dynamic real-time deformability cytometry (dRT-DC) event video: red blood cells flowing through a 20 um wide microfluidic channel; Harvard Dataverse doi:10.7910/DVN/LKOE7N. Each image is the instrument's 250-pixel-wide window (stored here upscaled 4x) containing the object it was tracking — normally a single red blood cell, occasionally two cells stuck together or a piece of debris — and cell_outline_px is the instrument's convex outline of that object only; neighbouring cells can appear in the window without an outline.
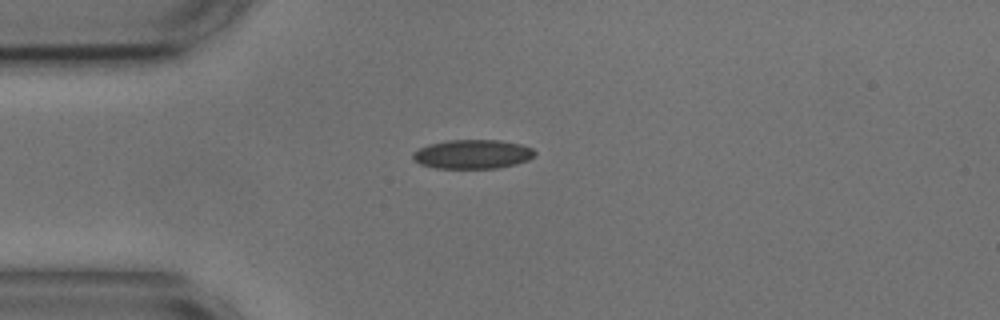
{"species": "common noctule bat (a hibernating species)", "species_latin": "Nyctalus noctula", "temperature_condition": "cold", "stored_images_in_passage": 39, "camera_frame_rate_fps": 3000, "um_per_image_px": 0.085, "animal": {"sex": "male", "body_mass_g": 17.9, "forearm_length_mm": 54.2}, "frame": {"image": 1, "passage_image": 1, "time_ms": 0.0, "image_size_px": [1000, 320], "cell_outline_px": [[536, 156], [528, 160], [516, 164], [496, 168], [436, 168], [420, 164], [412, 160], [412, 152], [428, 144], [448, 140], [500, 140], [520, 144], [532, 148], [536, 152]], "centroid_in_image_um": [40.16, 13.1], "position_along_channel_um": 44.8, "area_um2": 20.81}}
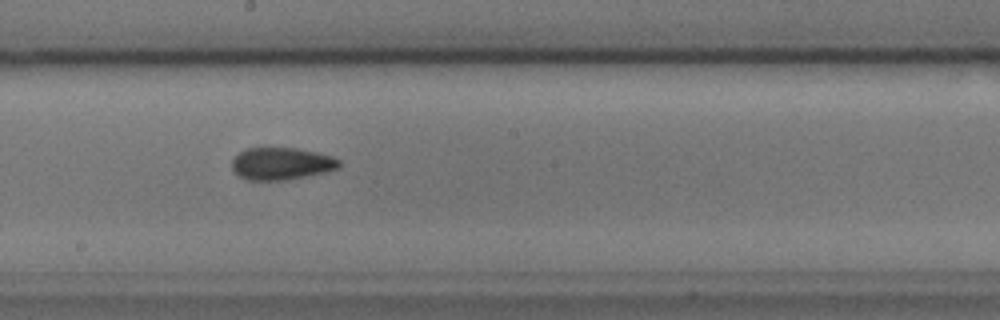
{"frame": {"image": 2, "passage_image": 17, "time_ms": 5.333, "image_size_px": [1000, 320], "cell_outline_px": [[340, 168], [328, 172], [288, 180], [244, 180], [232, 168], [232, 160], [240, 152], [248, 148], [296, 148], [316, 152], [332, 156], [340, 160]], "centroid_in_image_um": [23.96, 13.92], "position_along_channel_um": 224.2, "area_um2": 20.29}}
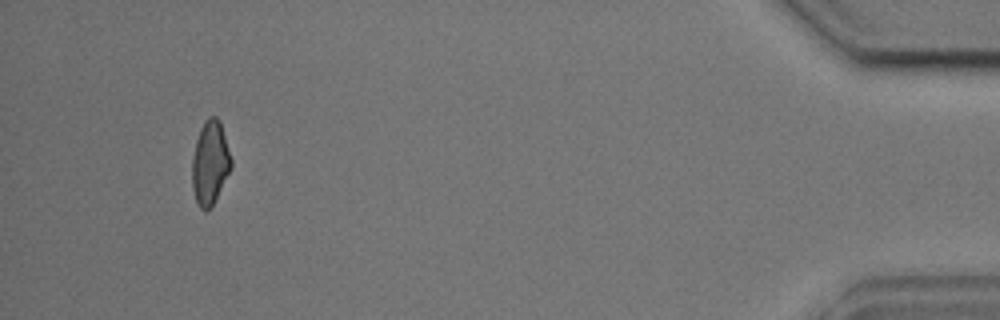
{"frame": {"image": 3, "passage_image": 39, "time_ms": 12.667, "image_size_px": [1000, 320], "cell_outline_px": [[232, 168], [212, 204], [204, 212], [200, 208], [196, 200], [192, 188], [192, 156], [196, 140], [200, 128], [204, 120], [208, 116], [216, 116], [220, 120], [232, 160]], "centroid_in_image_um": [17.85, 13.79], "position_along_channel_um": 417.4, "area_um2": 19.07}, "authors_computed_cell_mechanics": {"area_um2": 19.7098, "velocity_mm_per_s": 3.6277, "shape_relaxation_time_tau1_ms": null, "shape_relaxation_time_tau2_ms": 2.6918, "deformation_change_tau1": null, "deformation_change_tau2": 0.0775}}